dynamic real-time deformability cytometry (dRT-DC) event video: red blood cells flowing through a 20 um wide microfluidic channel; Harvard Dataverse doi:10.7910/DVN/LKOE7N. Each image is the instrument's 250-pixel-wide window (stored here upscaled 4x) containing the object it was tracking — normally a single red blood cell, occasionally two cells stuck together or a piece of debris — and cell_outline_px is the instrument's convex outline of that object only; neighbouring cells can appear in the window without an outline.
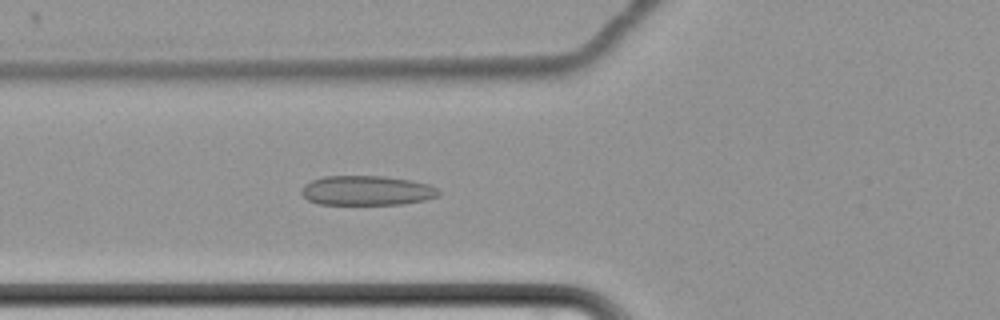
{"species": "common noctule bat (a hibernating species)", "species_latin": "Nyctalus noctula", "temperature_condition": "cold", "stored_images_in_passage": 64, "camera_frame_rate_fps": 3000, "um_per_image_px": 0.085, "animal": {"sex": "female", "body_mass_g": 22.7, "forearm_length_mm": 54.2}, "frame": {"image": 1, "passage_image": 27, "time_ms": 8.667, "image_size_px": [1000, 320], "cell_outline_px": [[440, 192], [436, 196], [424, 200], [400, 204], [320, 204], [308, 200], [300, 192], [304, 184], [312, 180], [324, 176], [384, 176], [408, 180], [428, 184], [436, 188]], "centroid_in_image_um": [31.13, 16.19], "position_along_channel_um": 94.7, "area_um2": 23.47}}
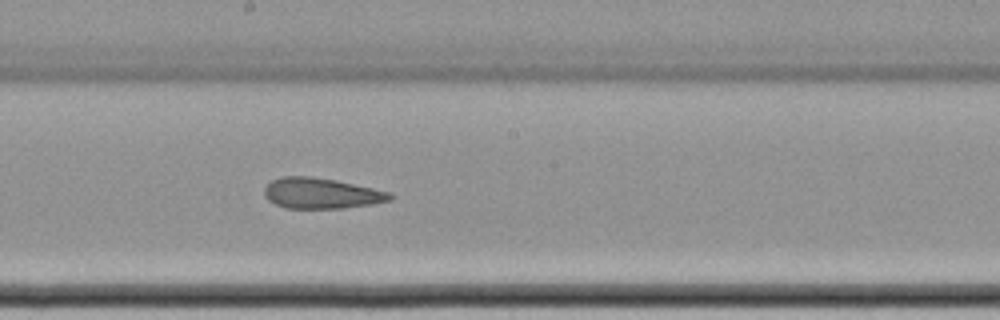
{"frame": {"image": 2, "passage_image": 38, "time_ms": 12.333, "image_size_px": [1000, 320], "cell_outline_px": [[392, 200], [372, 204], [344, 208], [284, 208], [268, 200], [264, 196], [264, 188], [272, 180], [284, 176], [312, 176], [336, 180], [372, 188], [388, 192], [392, 196]], "centroid_in_image_um": [27.28, 16.43], "position_along_channel_um": 220.9, "area_um2": 22.37}}
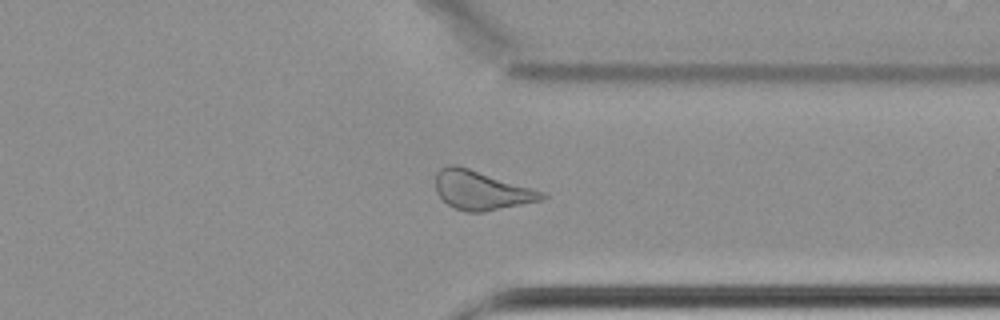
{"frame": {"image": 3, "passage_image": 51, "time_ms": 16.667, "image_size_px": [1000, 320], "cell_outline_px": [[548, 196], [544, 200], [484, 212], [468, 212], [456, 208], [448, 204], [436, 192], [436, 172], [440, 168], [448, 164], [456, 164], [532, 188], [544, 192]], "centroid_in_image_um": [40.92, 16.17], "position_along_channel_um": 370.5, "area_um2": 24.1}, "authors_computed_cell_mechanics": {"area_um2": 25.5765, "velocity_mm_per_s": 3.4407, "shape_relaxation_time_tau1_ms": 8.8177, "shape_relaxation_time_tau2_ms": 2.8415, "deformation_change_tau1": 0.1178, "deformation_change_tau2": 0.1205}}